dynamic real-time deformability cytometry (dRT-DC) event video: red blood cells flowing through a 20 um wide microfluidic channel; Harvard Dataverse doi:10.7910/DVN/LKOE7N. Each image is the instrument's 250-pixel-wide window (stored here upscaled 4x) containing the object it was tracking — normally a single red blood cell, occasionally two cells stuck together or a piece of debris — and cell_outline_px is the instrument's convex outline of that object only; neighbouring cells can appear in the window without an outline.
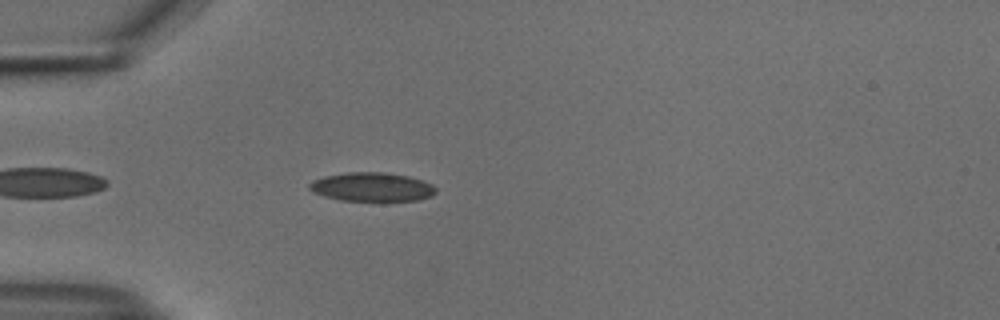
{"species": "common noctule bat (a hibernating species)", "species_latin": "Nyctalus noctula", "temperature_condition": "cold", "stored_images_in_passage": 42, "camera_frame_rate_fps": 3000, "um_per_image_px": 0.085, "animal": {"sex": "male", "body_mass_g": 18.8}, "frame": {"image": 1, "passage_image": 4, "time_ms": 1.0, "image_size_px": [1000, 320], "cell_outline_px": [[436, 192], [432, 196], [420, 200], [384, 204], [340, 200], [324, 196], [312, 192], [308, 188], [308, 184], [312, 180], [324, 176], [348, 172], [384, 172], [408, 176], [432, 184], [436, 188]], "centroid_in_image_um": [31.63, 15.95], "position_along_channel_um": 53.4, "area_um2": 22.37}}
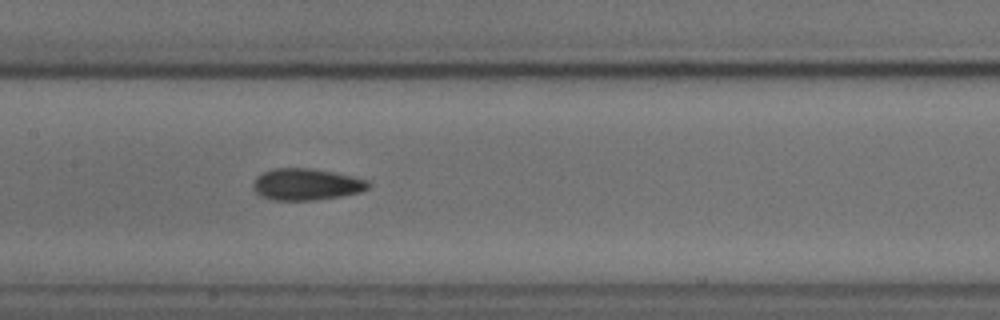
{"frame": {"image": 2, "passage_image": 15, "time_ms": 4.667, "image_size_px": [1000, 320], "cell_outline_px": [[372, 184], [368, 188], [360, 192], [340, 196], [312, 200], [276, 200], [260, 196], [252, 188], [252, 184], [256, 176], [272, 168], [312, 168], [352, 176], [368, 180]], "centroid_in_image_um": [26.02, 15.66], "position_along_channel_um": 181.4, "area_um2": 21.27}}
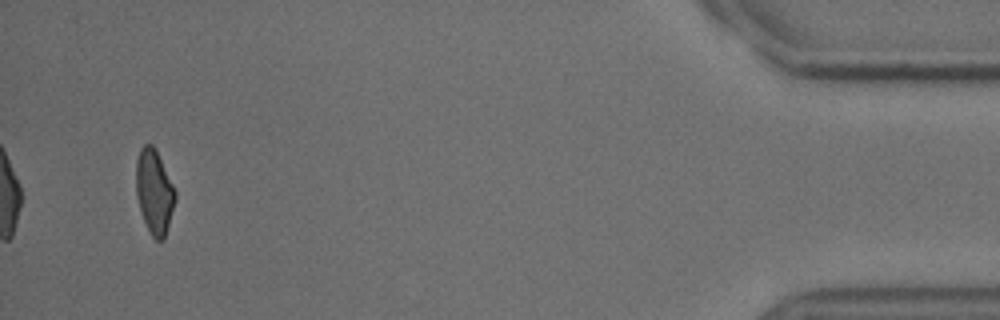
{"frame": {"image": 3, "passage_image": 40, "time_ms": 13.0, "image_size_px": [1000, 320], "cell_outline_px": [[176, 200], [164, 240], [156, 240], [152, 236], [144, 220], [136, 196], [136, 160], [140, 148], [144, 144], [152, 144], [156, 148], [176, 192]], "centroid_in_image_um": [13.12, 16.27], "position_along_channel_um": 422.1, "area_um2": 19.25}, "authors_computed_cell_mechanics": {"area_um2": 20.6924, "velocity_mm_per_s": 3.7646, "shape_relaxation_time_tau1_ms": 6.3808, "shape_relaxation_time_tau2_ms": 1.8253, "deformation_change_tau1": 0.1371, "deformation_change_tau2": 0.0777}}